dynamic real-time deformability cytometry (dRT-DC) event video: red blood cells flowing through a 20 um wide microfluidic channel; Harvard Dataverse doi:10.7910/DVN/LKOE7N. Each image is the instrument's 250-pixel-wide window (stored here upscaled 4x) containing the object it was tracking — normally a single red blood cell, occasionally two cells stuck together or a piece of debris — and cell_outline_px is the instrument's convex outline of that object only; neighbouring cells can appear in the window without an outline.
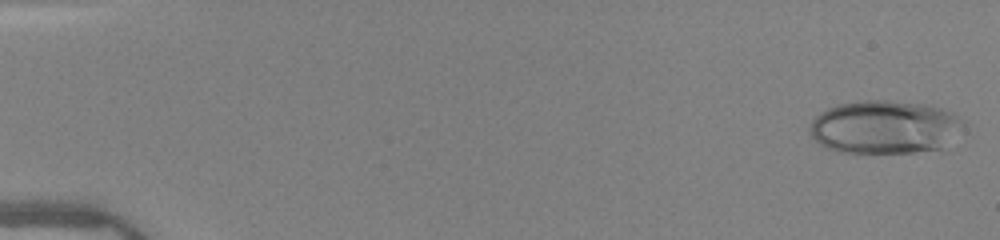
{"species": "human", "species_latin": "Homo sapiens", "temperature_condition": "warm", "stored_images_in_passage": 50, "camera_frame_rate_fps": 3000, "um_per_image_px": 0.085, "donor": {"sex": "female"}, "frame": {"image": 1, "passage_image": 2, "time_ms": 0.333, "image_size_px": [1000, 240], "cell_outline_px": [[968, 132], [944, 152], [836, 152], [820, 144], [808, 132], [808, 128], [812, 120], [820, 112], [836, 104], [868, 100], [888, 100], [924, 104], [940, 108], [952, 112], [968, 120]], "centroid_in_image_um": [75.42, 10.83], "position_along_channel_um": 9.6, "area_um2": 49.77}}
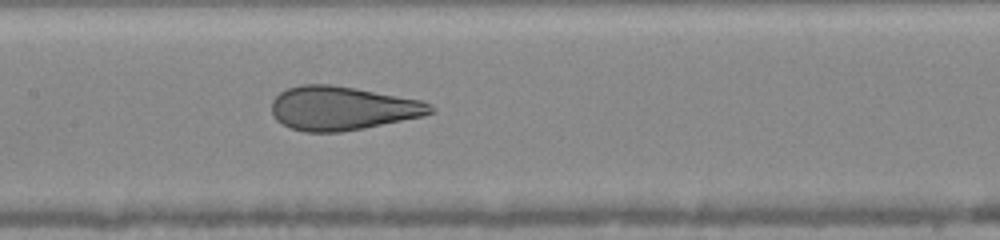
{"frame": {"image": 2, "passage_image": 26, "time_ms": 8.333, "image_size_px": [1000, 240], "cell_outline_px": [[436, 112], [424, 116], [364, 128], [340, 132], [304, 132], [292, 128], [276, 120], [272, 116], [272, 100], [280, 92], [288, 88], [300, 84], [328, 84], [356, 88], [420, 100], [432, 104], [436, 108]], "centroid_in_image_um": [29.11, 9.2], "position_along_channel_um": 178.3, "area_um2": 40.69}}
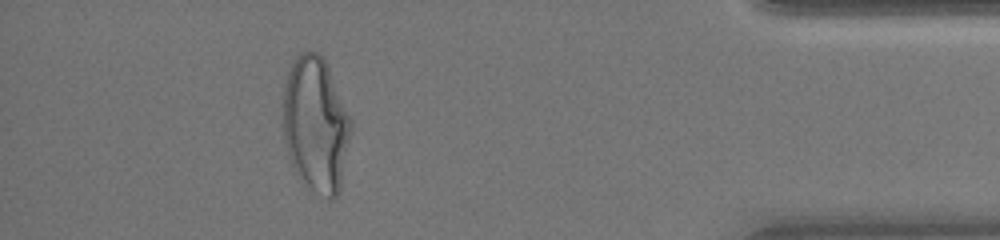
{"frame": {"image": 3, "passage_image": 46, "time_ms": 15.0, "image_size_px": [1000, 240], "cell_outline_px": [[352, 132], [340, 188], [336, 196], [332, 200], [328, 200], [316, 192], [296, 172], [288, 156], [284, 140], [284, 84], [288, 72], [296, 52], [320, 52], [324, 56], [352, 120]], "centroid_in_image_um": [26.86, 10.53], "position_along_channel_um": 408.3, "area_um2": 53.75}, "authors_computed_cell_mechanics": {"area_um2": 44.8239, "velocity_mm_per_s": 4.0602, "shape_relaxation_time_tau1_ms": 6.0128, "shape_relaxation_time_tau2_ms": null, "deformation_change_tau1": 0.2275, "deformation_change_tau2": null}}